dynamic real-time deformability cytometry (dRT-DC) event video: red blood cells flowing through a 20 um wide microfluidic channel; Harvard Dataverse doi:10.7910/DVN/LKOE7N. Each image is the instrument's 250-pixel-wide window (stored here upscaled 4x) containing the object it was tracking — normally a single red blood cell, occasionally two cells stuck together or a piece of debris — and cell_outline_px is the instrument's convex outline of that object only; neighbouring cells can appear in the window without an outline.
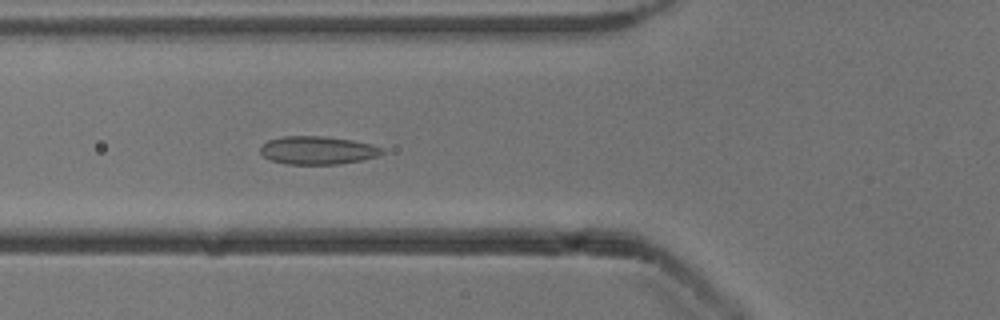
{"species": "common noctule bat (a hibernating species)", "species_latin": "Nyctalus noctula", "temperature_condition": "cold", "stored_images_in_passage": 53, "camera_frame_rate_fps": 3000, "um_per_image_px": 0.085, "animal": {"sex": "male", "body_mass_g": 13.3}, "frame": {"image": 1, "passage_image": 20, "time_ms": 6.333, "image_size_px": [1000, 320], "cell_outline_px": [[384, 152], [376, 156], [360, 160], [340, 164], [288, 164], [272, 160], [264, 156], [260, 152], [260, 148], [268, 140], [284, 136], [324, 136], [352, 140], [372, 144], [384, 148]], "centroid_in_image_um": [27.01, 12.77], "position_along_channel_um": 98.8, "area_um2": 19.83}}
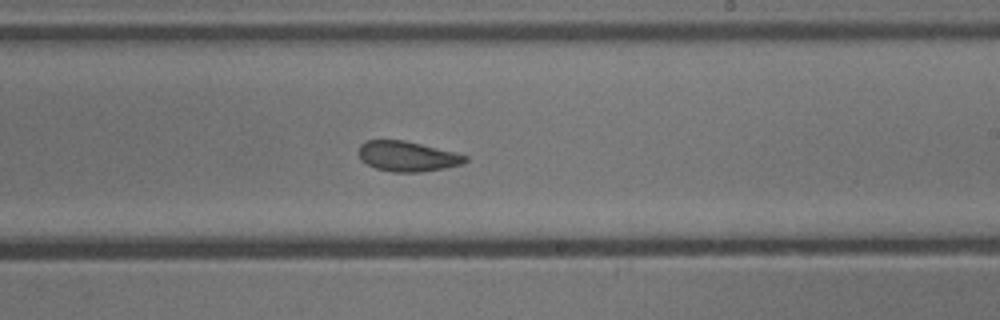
{"frame": {"image": 2, "passage_image": 32, "time_ms": 10.333, "image_size_px": [1000, 320], "cell_outline_px": [[468, 160], [460, 164], [444, 168], [420, 172], [392, 172], [376, 168], [360, 160], [356, 152], [360, 144], [368, 140], [404, 140], [468, 156]], "centroid_in_image_um": [34.55, 13.29], "position_along_channel_um": 254.4, "area_um2": 18.61}}
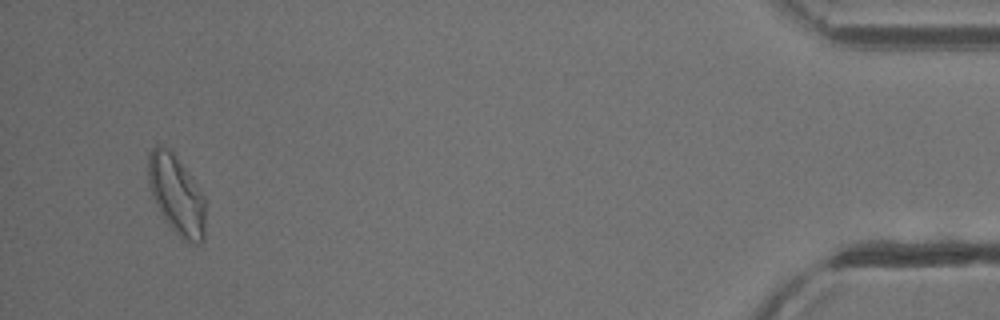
{"frame": {"image": 3, "passage_image": 51, "time_ms": 16.667, "image_size_px": [1000, 320], "cell_outline_px": [[204, 240], [200, 244], [188, 244], [168, 224], [160, 212], [152, 196], [148, 184], [148, 152], [156, 144], [160, 144], [172, 148], [204, 196]], "centroid_in_image_um": [14.98, 16.51], "position_along_channel_um": 420.2, "area_um2": 26.7}, "authors_computed_cell_mechanics": {"area_um2": 20.6346, "velocity_mm_per_s": 3.8823, "shape_relaxation_time_tau1_ms": 8.7215, "shape_relaxation_time_tau2_ms": 1.459, "deformation_change_tau1": 0.1269, "deformation_change_tau2": 0.0752}}